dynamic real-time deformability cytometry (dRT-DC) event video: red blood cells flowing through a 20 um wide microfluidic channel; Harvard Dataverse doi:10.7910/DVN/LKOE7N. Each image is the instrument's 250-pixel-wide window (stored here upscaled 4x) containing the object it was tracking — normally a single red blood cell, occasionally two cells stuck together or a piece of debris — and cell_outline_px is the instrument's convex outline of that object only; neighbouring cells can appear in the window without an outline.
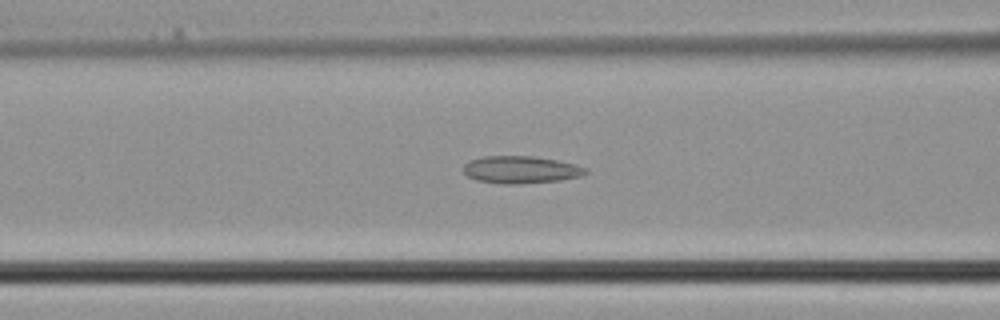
{"species": "common noctule bat (a hibernating species)", "species_latin": "Nyctalus noctula", "temperature_condition": "cold", "stored_images_in_passage": 27, "camera_frame_rate_fps": 3000, "um_per_image_px": 0.085, "animal": {"sex": "male", "body_mass_g": 21.5, "forearm_length_mm": 52.0}, "frame": {"image": 1, "passage_image": 8, "time_ms": 2.333, "image_size_px": [1000, 320], "cell_outline_px": [[588, 172], [580, 176], [560, 180], [516, 184], [504, 184], [476, 180], [468, 176], [464, 172], [464, 164], [468, 160], [484, 156], [532, 156], [556, 160], [576, 164], [588, 168]], "centroid_in_image_um": [44.27, 14.42], "position_along_channel_um": 122.3, "area_um2": 19.48}}
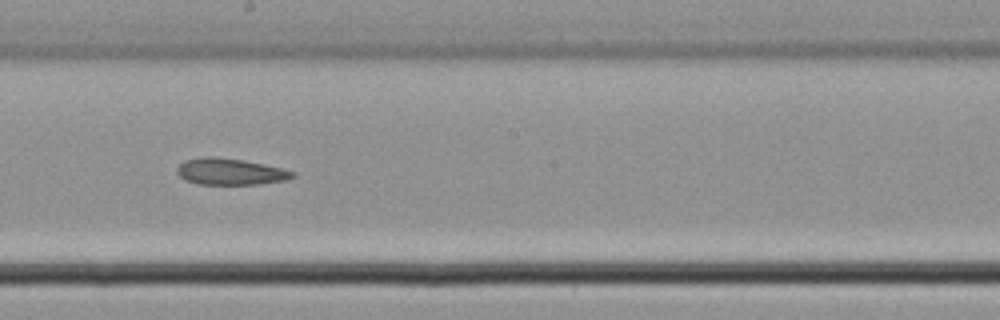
{"frame": {"image": 2, "passage_image": 14, "time_ms": 4.333, "image_size_px": [1000, 320], "cell_outline_px": [[296, 176], [284, 180], [260, 184], [196, 184], [184, 180], [176, 172], [176, 168], [184, 160], [208, 156], [212, 156], [240, 160], [280, 168], [296, 172]], "centroid_in_image_um": [19.52, 14.6], "position_along_channel_um": 228.7, "area_um2": 17.63}}
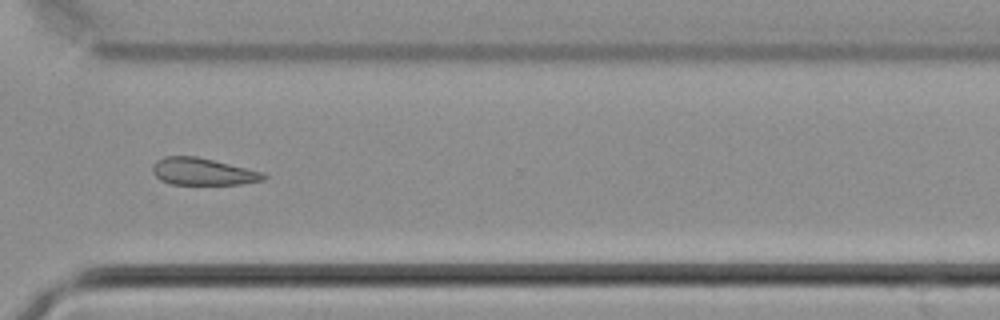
{"frame": {"image": 3, "passage_image": 21, "time_ms": 6.667, "image_size_px": [1000, 320], "cell_outline_px": [[268, 176], [264, 180], [240, 184], [172, 184], [160, 180], [152, 172], [152, 164], [156, 160], [164, 156], [196, 156], [264, 172]], "centroid_in_image_um": [17.23, 14.58], "position_along_channel_um": 353.4, "area_um2": 17.57}}